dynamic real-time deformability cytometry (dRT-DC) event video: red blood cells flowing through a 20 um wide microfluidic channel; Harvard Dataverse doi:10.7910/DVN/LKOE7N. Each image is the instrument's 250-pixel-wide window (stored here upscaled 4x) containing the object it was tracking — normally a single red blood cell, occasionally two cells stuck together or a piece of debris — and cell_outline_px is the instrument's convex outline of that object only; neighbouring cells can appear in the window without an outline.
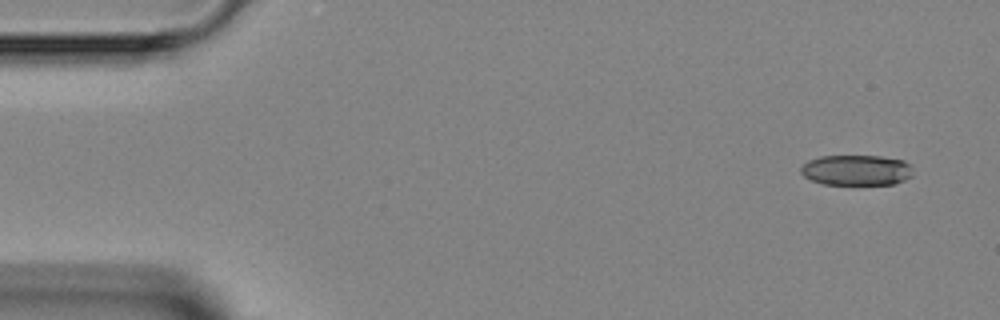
{"species": "Egyptian fruit bat (a non-hibernating species)", "species_latin": "Rousettus aegyptiacus", "temperature_condition": "room temperature", "stored_images_in_passage": 5, "segment_of_instrument_passage": [2, 2], "camera_frame_rate_fps": 3000, "um_per_image_px": 0.085, "animal": {"sex": "female"}, "frame": {"image": 1, "passage_image": 5, "time_ms": 5.667, "image_size_px": [1000, 320], "cell_outline_px": [[912, 176], [904, 180], [892, 184], [824, 184], [812, 180], [804, 176], [800, 172], [800, 168], [808, 160], [820, 156], [880, 156], [904, 160], [912, 168]], "centroid_in_image_um": [72.79, 14.45], "position_along_channel_um": 12.2, "area_um2": 19.88}}